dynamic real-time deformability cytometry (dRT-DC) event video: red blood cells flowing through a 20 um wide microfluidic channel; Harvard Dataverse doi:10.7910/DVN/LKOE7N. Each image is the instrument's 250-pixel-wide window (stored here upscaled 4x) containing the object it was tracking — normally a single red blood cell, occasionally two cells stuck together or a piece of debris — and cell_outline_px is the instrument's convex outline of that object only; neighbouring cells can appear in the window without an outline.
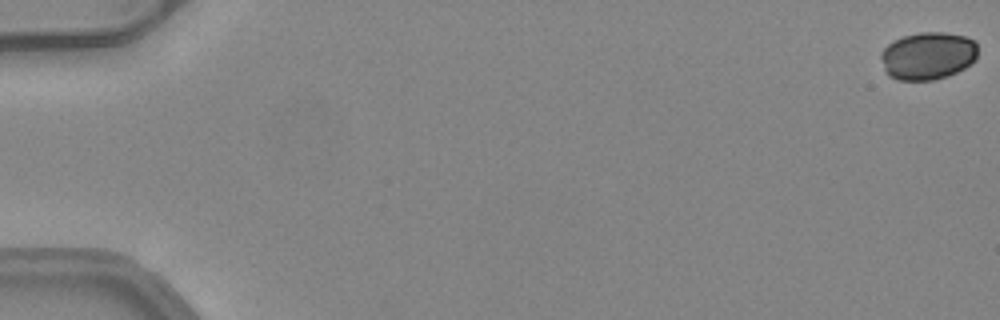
{"species": "common noctule bat (a hibernating species)", "species_latin": "Nyctalus noctula", "temperature_condition": "warm", "stored_images_in_passage": 15, "camera_frame_rate_fps": 3000, "um_per_image_px": 0.085, "animal": {"sex": "female", "body_mass_g": 24.6, "forearm_length_mm": 56.2}, "frame": {"image": 1, "passage_image": 1, "time_ms": 0.0, "image_size_px": [1000, 320], "cell_outline_px": [[976, 60], [964, 68], [948, 76], [936, 80], [896, 80], [888, 76], [884, 72], [880, 60], [880, 52], [888, 44], [904, 36], [920, 32], [944, 32], [964, 36], [972, 40], [976, 44]], "centroid_in_image_um": [78.82, 4.76], "position_along_channel_um": 6.2, "area_um2": 27.11}}